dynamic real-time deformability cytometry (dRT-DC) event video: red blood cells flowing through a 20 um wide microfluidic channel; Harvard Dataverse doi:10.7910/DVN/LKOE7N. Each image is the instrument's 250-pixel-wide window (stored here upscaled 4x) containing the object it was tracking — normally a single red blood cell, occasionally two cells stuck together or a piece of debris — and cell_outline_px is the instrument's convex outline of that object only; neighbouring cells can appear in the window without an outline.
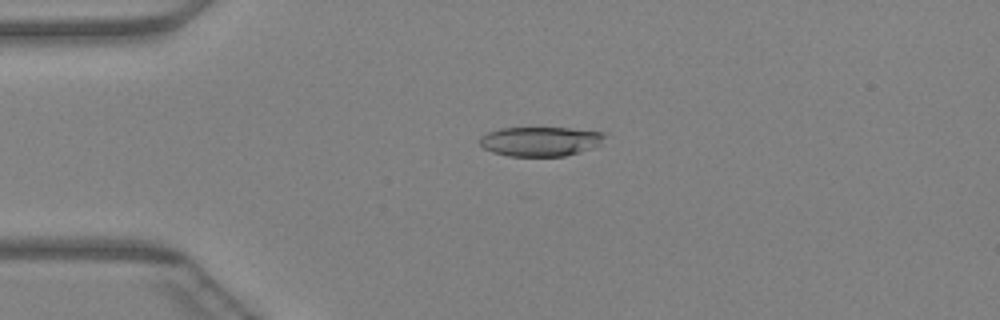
{"species": "Egyptian fruit bat (a non-hibernating species)", "species_latin": "Rousettus aegyptiacus", "temperature_condition": "warm", "stored_images_in_passage": 46, "camera_frame_rate_fps": 3000, "um_per_image_px": 0.085, "animal": {"sex": "female"}, "frame": {"image": 1, "passage_image": 11, "time_ms": 3.333, "image_size_px": [1000, 320], "cell_outline_px": [[608, 132], [600, 144], [592, 148], [564, 156], [508, 156], [492, 152], [484, 148], [480, 144], [480, 136], [488, 132], [500, 128], [568, 128]], "centroid_in_image_um": [45.94, 12.01], "position_along_channel_um": 39.1, "area_um2": 21.5}}
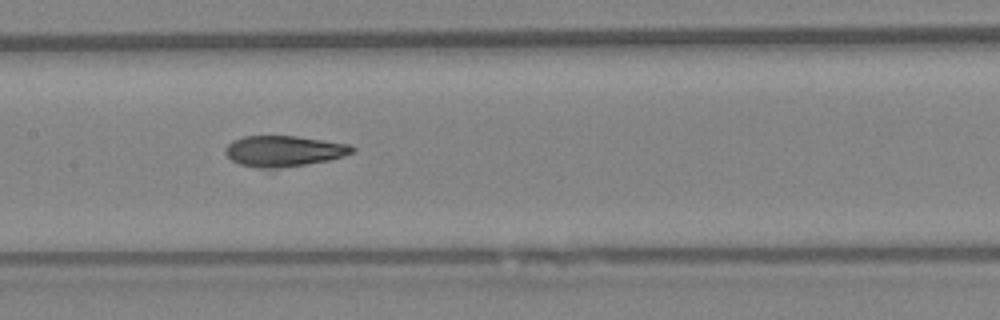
{"frame": {"image": 2, "passage_image": 23, "time_ms": 7.333, "image_size_px": [1000, 320], "cell_outline_px": [[356, 148], [352, 152], [344, 156], [328, 160], [304, 164], [276, 168], [260, 168], [240, 164], [232, 160], [224, 152], [224, 148], [232, 140], [244, 136], [296, 136], [348, 144]], "centroid_in_image_um": [24.09, 12.83], "position_along_channel_um": 183.3, "area_um2": 22.54}}
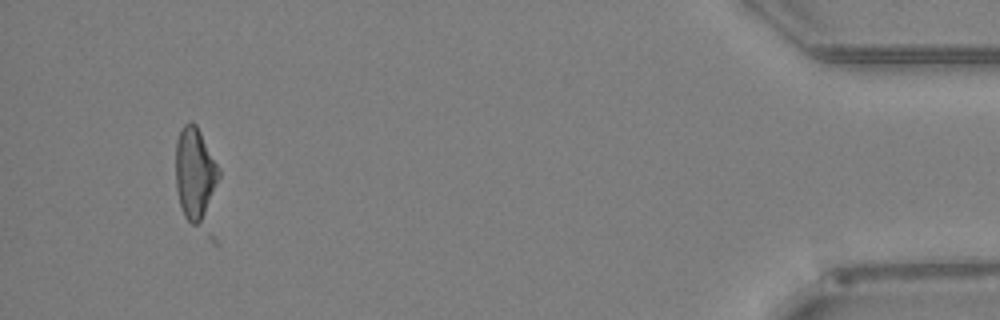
{"frame": {"image": 3, "passage_image": 44, "time_ms": 14.333, "image_size_px": [1000, 320], "cell_outline_px": [[220, 176], [200, 228], [192, 224], [184, 216], [180, 204], [176, 188], [176, 140], [184, 124], [192, 120], [196, 124], [220, 168]], "centroid_in_image_um": [16.57, 14.75], "position_along_channel_um": 418.6, "area_um2": 23.18}}